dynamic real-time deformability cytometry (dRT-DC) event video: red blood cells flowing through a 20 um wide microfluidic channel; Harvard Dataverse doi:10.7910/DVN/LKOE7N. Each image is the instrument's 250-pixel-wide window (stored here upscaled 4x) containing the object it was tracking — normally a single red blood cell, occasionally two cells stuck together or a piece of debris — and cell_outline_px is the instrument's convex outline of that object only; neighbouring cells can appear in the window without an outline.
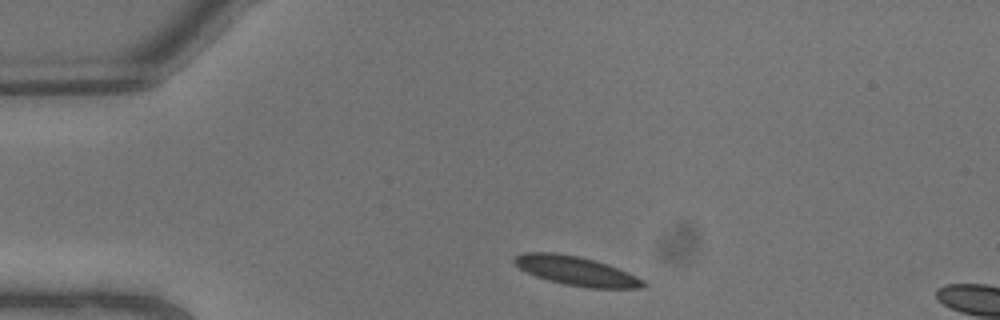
{"species": "common noctule bat (a hibernating species)", "species_latin": "Nyctalus noctula", "temperature_condition": "warm", "stored_images_in_passage": 3, "camera_frame_rate_fps": 3000, "um_per_image_px": 0.085, "animal": {"sex": "male", "body_mass_g": 13.3}, "frame": {"image": 1, "passage_image": 1, "time_ms": 0.0, "image_size_px": [1000, 320], "cell_outline_px": [[648, 284], [640, 288], [588, 288], [564, 284], [548, 280], [536, 276], [520, 268], [512, 260], [516, 256], [524, 252], [556, 252], [580, 256], [596, 260], [608, 264], [628, 272], [644, 280]], "centroid_in_image_um": [49.01, 23.02], "position_along_channel_um": 36.0, "area_um2": 21.96}}